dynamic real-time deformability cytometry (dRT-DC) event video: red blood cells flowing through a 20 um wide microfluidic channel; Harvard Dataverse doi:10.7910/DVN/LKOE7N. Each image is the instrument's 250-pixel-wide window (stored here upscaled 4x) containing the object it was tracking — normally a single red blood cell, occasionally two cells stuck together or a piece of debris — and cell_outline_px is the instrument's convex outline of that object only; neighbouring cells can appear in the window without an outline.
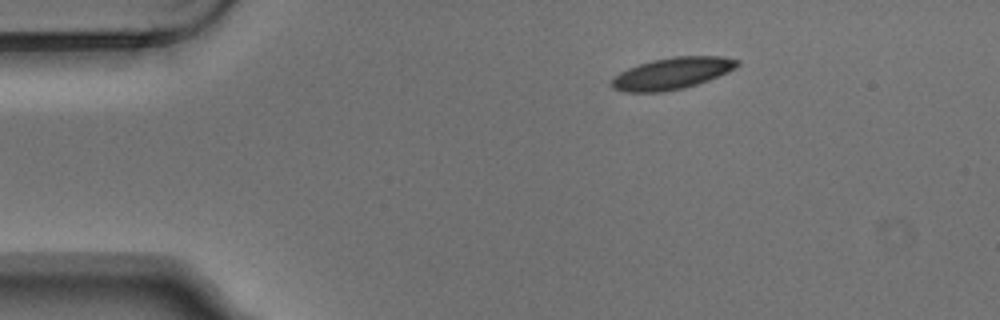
{"species": "Egyptian fruit bat (a non-hibernating species)", "species_latin": "Rousettus aegyptiacus", "temperature_condition": "warm", "stored_images_in_passage": 6, "camera_frame_rate_fps": 3000, "um_per_image_px": 0.085, "animal": {"sex": "male"}, "frame": {"image": 1, "passage_image": 1, "time_ms": 0.0, "image_size_px": [1000, 320], "cell_outline_px": [[740, 64], [736, 68], [708, 80], [684, 88], [664, 92], [624, 92], [612, 88], [612, 80], [620, 72], [628, 68], [652, 60], [672, 56], [724, 56], [740, 60]], "centroid_in_image_um": [57.15, 6.23], "position_along_channel_um": 27.8, "area_um2": 23.18}}
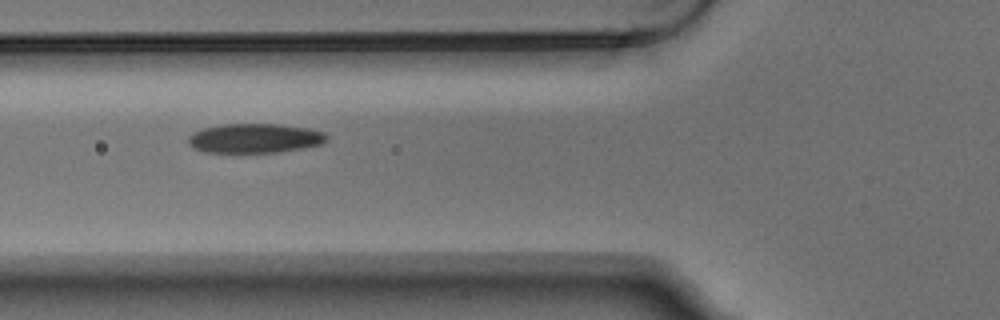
{"frame": {"image": 2, "passage_image": 4, "time_ms": 1.0, "image_size_px": [1000, 320], "cell_outline_px": [[328, 140], [320, 144], [304, 148], [276, 152], [204, 152], [192, 148], [188, 144], [188, 136], [192, 132], [204, 128], [224, 124], [280, 124], [308, 128], [324, 132], [328, 136]], "centroid_in_image_um": [21.64, 11.75], "position_along_channel_um": 104.2, "area_um2": 23.81}}
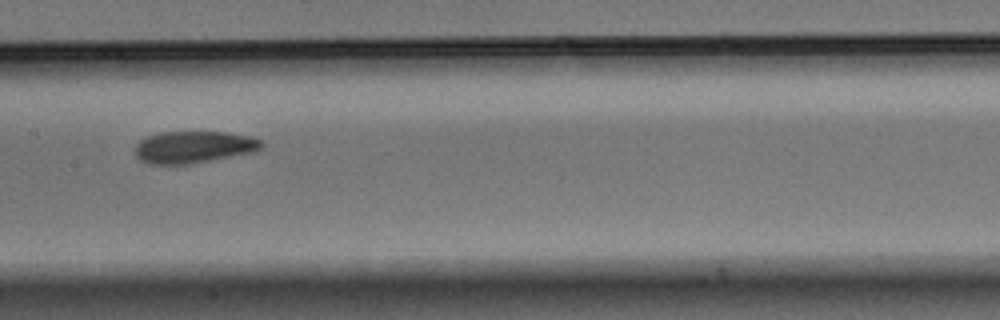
{"frame": {"image": 3, "passage_image": 6, "time_ms": 1.667, "image_size_px": [1000, 320], "cell_outline_px": [[264, 144], [260, 148], [252, 152], [208, 160], [184, 164], [148, 164], [140, 160], [136, 156], [136, 144], [140, 140], [148, 136], [160, 132], [228, 132], [248, 136], [260, 140]], "centroid_in_image_um": [16.42, 12.49], "position_along_channel_um": 191.0, "area_um2": 23.18}}